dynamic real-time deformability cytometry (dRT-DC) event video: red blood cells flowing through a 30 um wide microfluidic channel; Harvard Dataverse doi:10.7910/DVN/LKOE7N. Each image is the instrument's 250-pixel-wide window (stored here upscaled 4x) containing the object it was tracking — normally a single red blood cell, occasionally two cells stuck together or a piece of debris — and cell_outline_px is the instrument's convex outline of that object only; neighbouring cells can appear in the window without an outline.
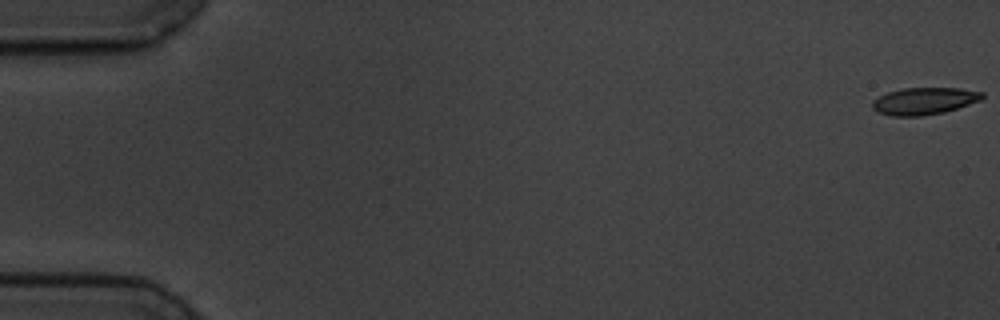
{"species": "common noctule bat (a hibernating species)", "species_latin": "Nyctalus noctula", "temperature_condition": "cold", "stored_images_in_passage": 59, "camera_frame_rate_fps": 3000, "um_per_image_px": 0.085, "animal": {"sex": "male", "body_mass_g": 19.5, "forearm_length_mm": 54.6}, "frame": {"image": 1, "passage_image": 1, "time_ms": 0.0, "image_size_px": [1000, 320], "cell_outline_px": [[984, 96], [980, 100], [944, 112], [920, 116], [892, 116], [876, 112], [872, 108], [872, 100], [888, 92], [904, 88], [960, 88], [984, 92]], "centroid_in_image_um": [78.53, 8.58], "position_along_channel_um": 6.5, "area_um2": 17.28}}
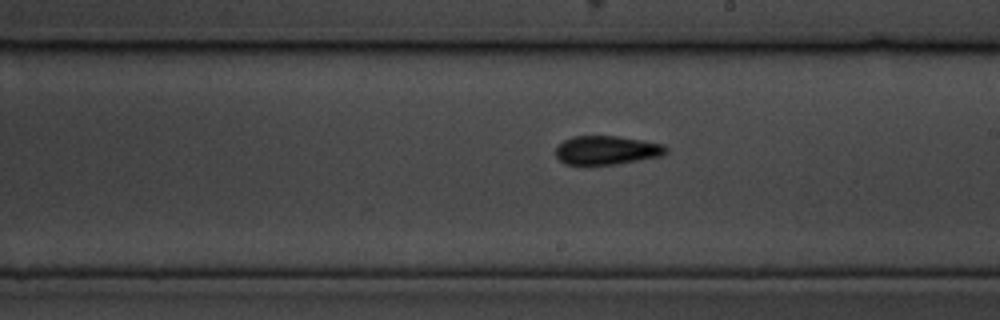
{"frame": {"image": 2, "passage_image": 34, "time_ms": 11.0, "image_size_px": [1000, 320], "cell_outline_px": [[668, 152], [660, 156], [616, 164], [564, 164], [556, 156], [556, 148], [564, 140], [576, 136], [616, 136], [664, 144], [668, 148]], "centroid_in_image_um": [51.58, 12.76], "position_along_channel_um": 237.4, "area_um2": 18.26}}
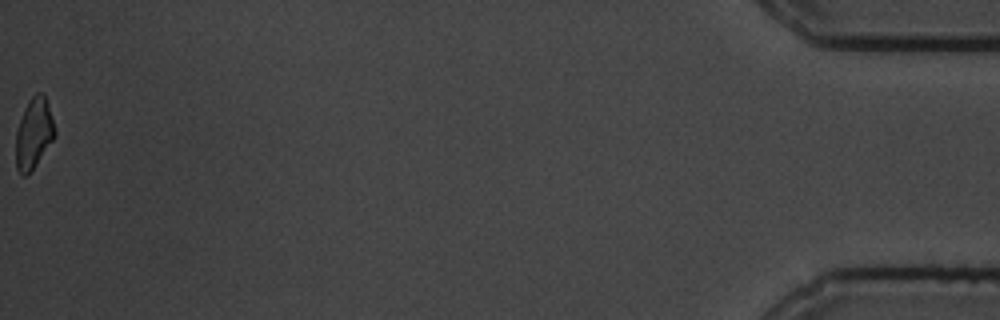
{"frame": {"image": 3, "passage_image": 59, "time_ms": 19.333, "image_size_px": [1000, 320], "cell_outline_px": [[56, 136], [28, 176], [20, 176], [16, 168], [16, 132], [24, 108], [28, 100], [36, 92], [44, 92], [56, 132]], "centroid_in_image_um": [2.86, 11.36], "position_along_channel_um": 432.3, "area_um2": 16.18}, "authors_computed_cell_mechanics": {"area_um2": 17.629, "velocity_mm_per_s": 3.4813, "shape_relaxation_time_tau1_ms": 5.2344, "shape_relaxation_time_tau2_ms": 6.4029, "deformation_change_tau1": 0.115, "deformation_change_tau2": 0.1466}}